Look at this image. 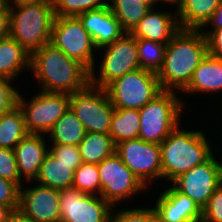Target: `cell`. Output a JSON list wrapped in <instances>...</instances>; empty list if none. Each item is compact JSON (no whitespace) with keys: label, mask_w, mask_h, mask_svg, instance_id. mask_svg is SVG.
<instances>
[{"label":"cell","mask_w":222,"mask_h":222,"mask_svg":"<svg viewBox=\"0 0 222 222\" xmlns=\"http://www.w3.org/2000/svg\"><path fill=\"white\" fill-rule=\"evenodd\" d=\"M140 113L137 109H114L109 135L114 144L139 138Z\"/></svg>","instance_id":"27"},{"label":"cell","mask_w":222,"mask_h":222,"mask_svg":"<svg viewBox=\"0 0 222 222\" xmlns=\"http://www.w3.org/2000/svg\"><path fill=\"white\" fill-rule=\"evenodd\" d=\"M50 44L62 50L69 58L79 61L90 72L95 70L93 48L97 47L79 17L55 16Z\"/></svg>","instance_id":"7"},{"label":"cell","mask_w":222,"mask_h":222,"mask_svg":"<svg viewBox=\"0 0 222 222\" xmlns=\"http://www.w3.org/2000/svg\"><path fill=\"white\" fill-rule=\"evenodd\" d=\"M115 152L146 187L148 181L162 177L159 144L145 142L139 138L122 140L116 144Z\"/></svg>","instance_id":"13"},{"label":"cell","mask_w":222,"mask_h":222,"mask_svg":"<svg viewBox=\"0 0 222 222\" xmlns=\"http://www.w3.org/2000/svg\"><path fill=\"white\" fill-rule=\"evenodd\" d=\"M12 80L0 76V116L17 106L18 91L10 86Z\"/></svg>","instance_id":"35"},{"label":"cell","mask_w":222,"mask_h":222,"mask_svg":"<svg viewBox=\"0 0 222 222\" xmlns=\"http://www.w3.org/2000/svg\"><path fill=\"white\" fill-rule=\"evenodd\" d=\"M146 3L150 4L153 6L154 3H156V0H144Z\"/></svg>","instance_id":"45"},{"label":"cell","mask_w":222,"mask_h":222,"mask_svg":"<svg viewBox=\"0 0 222 222\" xmlns=\"http://www.w3.org/2000/svg\"><path fill=\"white\" fill-rule=\"evenodd\" d=\"M53 145L78 146L86 135V130L69 108L48 132Z\"/></svg>","instance_id":"24"},{"label":"cell","mask_w":222,"mask_h":222,"mask_svg":"<svg viewBox=\"0 0 222 222\" xmlns=\"http://www.w3.org/2000/svg\"><path fill=\"white\" fill-rule=\"evenodd\" d=\"M69 108L86 132L109 134L114 107L105 89L89 84L70 94Z\"/></svg>","instance_id":"8"},{"label":"cell","mask_w":222,"mask_h":222,"mask_svg":"<svg viewBox=\"0 0 222 222\" xmlns=\"http://www.w3.org/2000/svg\"><path fill=\"white\" fill-rule=\"evenodd\" d=\"M53 4L57 1V0H50Z\"/></svg>","instance_id":"47"},{"label":"cell","mask_w":222,"mask_h":222,"mask_svg":"<svg viewBox=\"0 0 222 222\" xmlns=\"http://www.w3.org/2000/svg\"><path fill=\"white\" fill-rule=\"evenodd\" d=\"M102 196L113 207L118 201L147 188L114 152L98 164Z\"/></svg>","instance_id":"11"},{"label":"cell","mask_w":222,"mask_h":222,"mask_svg":"<svg viewBox=\"0 0 222 222\" xmlns=\"http://www.w3.org/2000/svg\"><path fill=\"white\" fill-rule=\"evenodd\" d=\"M102 48H106V51L101 61L99 78L91 71V85L105 89L114 80L140 68L136 38L130 33H124Z\"/></svg>","instance_id":"10"},{"label":"cell","mask_w":222,"mask_h":222,"mask_svg":"<svg viewBox=\"0 0 222 222\" xmlns=\"http://www.w3.org/2000/svg\"><path fill=\"white\" fill-rule=\"evenodd\" d=\"M31 54L10 36L0 40V76L14 79L25 67L30 68ZM22 69V70H21Z\"/></svg>","instance_id":"23"},{"label":"cell","mask_w":222,"mask_h":222,"mask_svg":"<svg viewBox=\"0 0 222 222\" xmlns=\"http://www.w3.org/2000/svg\"><path fill=\"white\" fill-rule=\"evenodd\" d=\"M6 222H34L32 219H30L28 216L24 215L19 209L13 210Z\"/></svg>","instance_id":"41"},{"label":"cell","mask_w":222,"mask_h":222,"mask_svg":"<svg viewBox=\"0 0 222 222\" xmlns=\"http://www.w3.org/2000/svg\"><path fill=\"white\" fill-rule=\"evenodd\" d=\"M82 163L61 162L48 152L44 158L35 180L38 184L54 189L71 188L74 180V172Z\"/></svg>","instance_id":"20"},{"label":"cell","mask_w":222,"mask_h":222,"mask_svg":"<svg viewBox=\"0 0 222 222\" xmlns=\"http://www.w3.org/2000/svg\"><path fill=\"white\" fill-rule=\"evenodd\" d=\"M207 54L202 29H180L167 43L162 67L157 73L162 90L183 91Z\"/></svg>","instance_id":"1"},{"label":"cell","mask_w":222,"mask_h":222,"mask_svg":"<svg viewBox=\"0 0 222 222\" xmlns=\"http://www.w3.org/2000/svg\"><path fill=\"white\" fill-rule=\"evenodd\" d=\"M11 212L12 210L9 207L0 204V222H6Z\"/></svg>","instance_id":"43"},{"label":"cell","mask_w":222,"mask_h":222,"mask_svg":"<svg viewBox=\"0 0 222 222\" xmlns=\"http://www.w3.org/2000/svg\"><path fill=\"white\" fill-rule=\"evenodd\" d=\"M20 187L8 179L0 177V204L9 207L12 211L19 207Z\"/></svg>","instance_id":"36"},{"label":"cell","mask_w":222,"mask_h":222,"mask_svg":"<svg viewBox=\"0 0 222 222\" xmlns=\"http://www.w3.org/2000/svg\"><path fill=\"white\" fill-rule=\"evenodd\" d=\"M95 195L73 187L59 190L60 222H110L114 207Z\"/></svg>","instance_id":"12"},{"label":"cell","mask_w":222,"mask_h":222,"mask_svg":"<svg viewBox=\"0 0 222 222\" xmlns=\"http://www.w3.org/2000/svg\"><path fill=\"white\" fill-rule=\"evenodd\" d=\"M105 90L115 109L137 110L163 91L157 73L141 68L114 80Z\"/></svg>","instance_id":"6"},{"label":"cell","mask_w":222,"mask_h":222,"mask_svg":"<svg viewBox=\"0 0 222 222\" xmlns=\"http://www.w3.org/2000/svg\"><path fill=\"white\" fill-rule=\"evenodd\" d=\"M28 134L23 112L18 105L0 116V148L14 150Z\"/></svg>","instance_id":"26"},{"label":"cell","mask_w":222,"mask_h":222,"mask_svg":"<svg viewBox=\"0 0 222 222\" xmlns=\"http://www.w3.org/2000/svg\"><path fill=\"white\" fill-rule=\"evenodd\" d=\"M30 69L42 91L73 94L90 84V71L50 43L31 54Z\"/></svg>","instance_id":"2"},{"label":"cell","mask_w":222,"mask_h":222,"mask_svg":"<svg viewBox=\"0 0 222 222\" xmlns=\"http://www.w3.org/2000/svg\"><path fill=\"white\" fill-rule=\"evenodd\" d=\"M173 186L182 194L189 196L201 209L222 183V162L214 155L205 163L181 174Z\"/></svg>","instance_id":"14"},{"label":"cell","mask_w":222,"mask_h":222,"mask_svg":"<svg viewBox=\"0 0 222 222\" xmlns=\"http://www.w3.org/2000/svg\"><path fill=\"white\" fill-rule=\"evenodd\" d=\"M222 0H181L177 6L181 29H202Z\"/></svg>","instance_id":"22"},{"label":"cell","mask_w":222,"mask_h":222,"mask_svg":"<svg viewBox=\"0 0 222 222\" xmlns=\"http://www.w3.org/2000/svg\"><path fill=\"white\" fill-rule=\"evenodd\" d=\"M173 16L167 11L165 13L163 11L157 12L151 8L130 34L135 38L167 44L181 29L177 21L178 17Z\"/></svg>","instance_id":"18"},{"label":"cell","mask_w":222,"mask_h":222,"mask_svg":"<svg viewBox=\"0 0 222 222\" xmlns=\"http://www.w3.org/2000/svg\"><path fill=\"white\" fill-rule=\"evenodd\" d=\"M78 147L83 163L90 164H99L116 149L109 134L95 132H86Z\"/></svg>","instance_id":"25"},{"label":"cell","mask_w":222,"mask_h":222,"mask_svg":"<svg viewBox=\"0 0 222 222\" xmlns=\"http://www.w3.org/2000/svg\"><path fill=\"white\" fill-rule=\"evenodd\" d=\"M73 188L79 191L94 195L96 190L98 196L101 193L98 164L82 163L74 172Z\"/></svg>","instance_id":"30"},{"label":"cell","mask_w":222,"mask_h":222,"mask_svg":"<svg viewBox=\"0 0 222 222\" xmlns=\"http://www.w3.org/2000/svg\"><path fill=\"white\" fill-rule=\"evenodd\" d=\"M141 69L158 73L162 67L167 44L136 38Z\"/></svg>","instance_id":"29"},{"label":"cell","mask_w":222,"mask_h":222,"mask_svg":"<svg viewBox=\"0 0 222 222\" xmlns=\"http://www.w3.org/2000/svg\"><path fill=\"white\" fill-rule=\"evenodd\" d=\"M201 222H222V183L203 207Z\"/></svg>","instance_id":"34"},{"label":"cell","mask_w":222,"mask_h":222,"mask_svg":"<svg viewBox=\"0 0 222 222\" xmlns=\"http://www.w3.org/2000/svg\"><path fill=\"white\" fill-rule=\"evenodd\" d=\"M110 222H157L154 208L123 210L110 216Z\"/></svg>","instance_id":"33"},{"label":"cell","mask_w":222,"mask_h":222,"mask_svg":"<svg viewBox=\"0 0 222 222\" xmlns=\"http://www.w3.org/2000/svg\"><path fill=\"white\" fill-rule=\"evenodd\" d=\"M43 1H46V0H9L7 5L9 7H13V5L20 6V5H25V4H35V3L43 2ZM11 4H12V6H11Z\"/></svg>","instance_id":"42"},{"label":"cell","mask_w":222,"mask_h":222,"mask_svg":"<svg viewBox=\"0 0 222 222\" xmlns=\"http://www.w3.org/2000/svg\"><path fill=\"white\" fill-rule=\"evenodd\" d=\"M222 91V59L209 54L195 69L189 85L183 90L188 93ZM198 91V92H197Z\"/></svg>","instance_id":"21"},{"label":"cell","mask_w":222,"mask_h":222,"mask_svg":"<svg viewBox=\"0 0 222 222\" xmlns=\"http://www.w3.org/2000/svg\"><path fill=\"white\" fill-rule=\"evenodd\" d=\"M207 41L208 54L214 58L222 59V28L203 32Z\"/></svg>","instance_id":"38"},{"label":"cell","mask_w":222,"mask_h":222,"mask_svg":"<svg viewBox=\"0 0 222 222\" xmlns=\"http://www.w3.org/2000/svg\"><path fill=\"white\" fill-rule=\"evenodd\" d=\"M182 105L174 91L167 90L149 101L139 110V139L160 145L178 126Z\"/></svg>","instance_id":"5"},{"label":"cell","mask_w":222,"mask_h":222,"mask_svg":"<svg viewBox=\"0 0 222 222\" xmlns=\"http://www.w3.org/2000/svg\"><path fill=\"white\" fill-rule=\"evenodd\" d=\"M208 23L210 24L213 23L214 25L213 30L222 28V2L218 5L214 14L211 16V18L206 22V24L202 28L206 27Z\"/></svg>","instance_id":"40"},{"label":"cell","mask_w":222,"mask_h":222,"mask_svg":"<svg viewBox=\"0 0 222 222\" xmlns=\"http://www.w3.org/2000/svg\"><path fill=\"white\" fill-rule=\"evenodd\" d=\"M19 191L18 209L34 222H60L59 190L37 185Z\"/></svg>","instance_id":"15"},{"label":"cell","mask_w":222,"mask_h":222,"mask_svg":"<svg viewBox=\"0 0 222 222\" xmlns=\"http://www.w3.org/2000/svg\"><path fill=\"white\" fill-rule=\"evenodd\" d=\"M158 1H164V2H170V3H174L175 5L177 4V6L180 4V1L181 0H156V2H158Z\"/></svg>","instance_id":"44"},{"label":"cell","mask_w":222,"mask_h":222,"mask_svg":"<svg viewBox=\"0 0 222 222\" xmlns=\"http://www.w3.org/2000/svg\"><path fill=\"white\" fill-rule=\"evenodd\" d=\"M160 149L162 178L171 182L213 156V149L202 131H181L178 126L160 144Z\"/></svg>","instance_id":"3"},{"label":"cell","mask_w":222,"mask_h":222,"mask_svg":"<svg viewBox=\"0 0 222 222\" xmlns=\"http://www.w3.org/2000/svg\"><path fill=\"white\" fill-rule=\"evenodd\" d=\"M103 0H57L54 3L55 16L78 17L80 14L108 6Z\"/></svg>","instance_id":"31"},{"label":"cell","mask_w":222,"mask_h":222,"mask_svg":"<svg viewBox=\"0 0 222 222\" xmlns=\"http://www.w3.org/2000/svg\"><path fill=\"white\" fill-rule=\"evenodd\" d=\"M0 177L22 187L23 182L20 179L15 153L12 149L0 148Z\"/></svg>","instance_id":"32"},{"label":"cell","mask_w":222,"mask_h":222,"mask_svg":"<svg viewBox=\"0 0 222 222\" xmlns=\"http://www.w3.org/2000/svg\"><path fill=\"white\" fill-rule=\"evenodd\" d=\"M49 152L61 162L83 163L79 147L74 145H52Z\"/></svg>","instance_id":"37"},{"label":"cell","mask_w":222,"mask_h":222,"mask_svg":"<svg viewBox=\"0 0 222 222\" xmlns=\"http://www.w3.org/2000/svg\"><path fill=\"white\" fill-rule=\"evenodd\" d=\"M78 17L85 30L92 37L97 49L113 43L126 33L111 12L109 6L86 11Z\"/></svg>","instance_id":"17"},{"label":"cell","mask_w":222,"mask_h":222,"mask_svg":"<svg viewBox=\"0 0 222 222\" xmlns=\"http://www.w3.org/2000/svg\"><path fill=\"white\" fill-rule=\"evenodd\" d=\"M111 3L108 4L111 12L127 33H130L152 8L144 0H111Z\"/></svg>","instance_id":"28"},{"label":"cell","mask_w":222,"mask_h":222,"mask_svg":"<svg viewBox=\"0 0 222 222\" xmlns=\"http://www.w3.org/2000/svg\"><path fill=\"white\" fill-rule=\"evenodd\" d=\"M6 3L3 0H0V9L5 5Z\"/></svg>","instance_id":"46"},{"label":"cell","mask_w":222,"mask_h":222,"mask_svg":"<svg viewBox=\"0 0 222 222\" xmlns=\"http://www.w3.org/2000/svg\"><path fill=\"white\" fill-rule=\"evenodd\" d=\"M15 7H9V36L30 54L50 43L55 18L54 4L46 0Z\"/></svg>","instance_id":"4"},{"label":"cell","mask_w":222,"mask_h":222,"mask_svg":"<svg viewBox=\"0 0 222 222\" xmlns=\"http://www.w3.org/2000/svg\"><path fill=\"white\" fill-rule=\"evenodd\" d=\"M70 94L40 91L30 103L18 93L17 105L22 110L29 134L48 133L69 109Z\"/></svg>","instance_id":"9"},{"label":"cell","mask_w":222,"mask_h":222,"mask_svg":"<svg viewBox=\"0 0 222 222\" xmlns=\"http://www.w3.org/2000/svg\"><path fill=\"white\" fill-rule=\"evenodd\" d=\"M41 134H28L14 148L20 179L35 180L44 161L47 149Z\"/></svg>","instance_id":"19"},{"label":"cell","mask_w":222,"mask_h":222,"mask_svg":"<svg viewBox=\"0 0 222 222\" xmlns=\"http://www.w3.org/2000/svg\"><path fill=\"white\" fill-rule=\"evenodd\" d=\"M10 34V9L5 4L0 9V40L9 37Z\"/></svg>","instance_id":"39"},{"label":"cell","mask_w":222,"mask_h":222,"mask_svg":"<svg viewBox=\"0 0 222 222\" xmlns=\"http://www.w3.org/2000/svg\"><path fill=\"white\" fill-rule=\"evenodd\" d=\"M154 208L157 222H201L202 209L174 186L164 190Z\"/></svg>","instance_id":"16"}]
</instances>
